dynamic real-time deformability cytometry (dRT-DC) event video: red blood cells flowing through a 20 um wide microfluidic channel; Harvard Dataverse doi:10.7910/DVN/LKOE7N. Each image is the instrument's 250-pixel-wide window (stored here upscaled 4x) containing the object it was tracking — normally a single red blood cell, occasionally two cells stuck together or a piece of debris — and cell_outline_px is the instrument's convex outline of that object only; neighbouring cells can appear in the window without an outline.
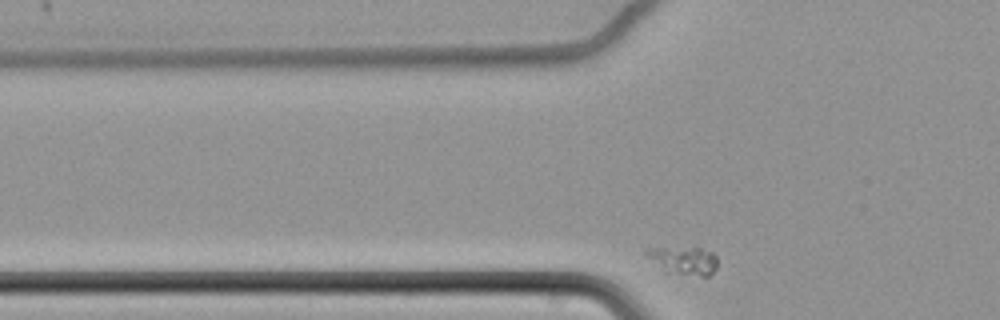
{"species": "common noctule bat (a hibernating species)", "species_latin": "Nyctalus noctula", "temperature_condition": "cold", "stored_images_in_passage": 33, "camera_frame_rate_fps": 3000, "um_per_image_px": 0.085, "animal": {"sex": "female", "body_mass_g": 22.7, "forearm_length_mm": 54.2}, "frame": {"image": 1, "passage_image": 2, "time_ms": 0.333, "image_size_px": [1000, 320], "cell_outline_px": [[716, 268], [708, 276], [700, 276], [664, 272], [644, 252], [644, 248], [648, 244], [700, 248], [712, 252], [716, 256]], "centroid_in_image_um": [57.99, 22.07], "position_along_channel_um": 67.8, "area_um2": 12.25}}
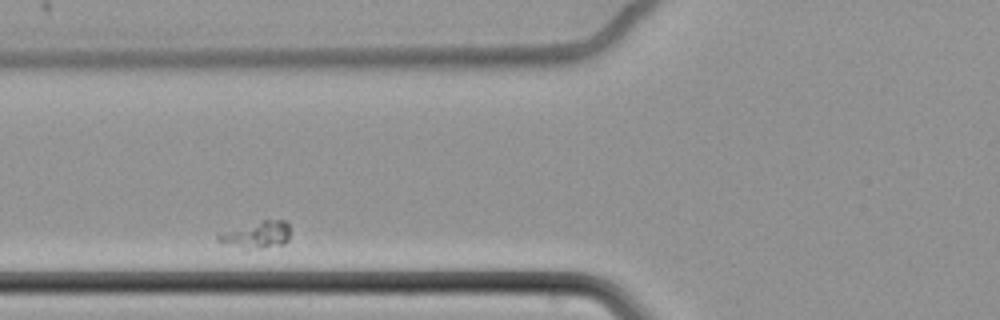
{"frame": {"image": 2, "passage_image": 6, "time_ms": 1.667, "image_size_px": [1000, 320], "cell_outline_px": [[288, 240], [284, 244], [260, 248], [220, 244], [216, 240], [216, 236], [220, 232], [264, 220], [284, 220], [288, 224]], "centroid_in_image_um": [21.79, 19.95], "position_along_channel_um": 104.0, "area_um2": 10.92}}
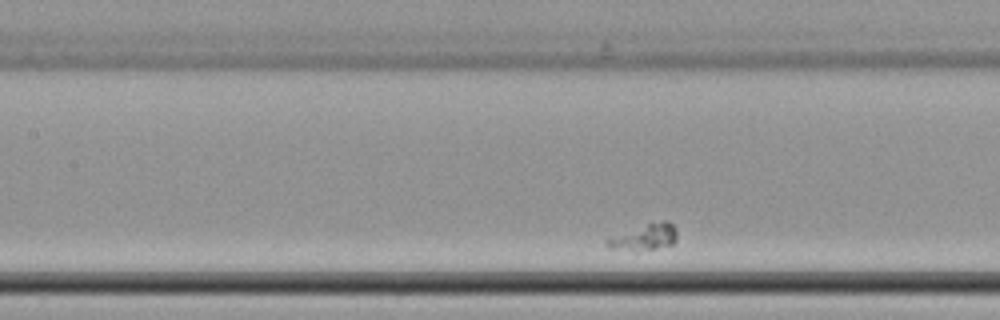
{"frame": {"image": 3, "passage_image": 11, "time_ms": 3.333, "image_size_px": [1000, 320], "cell_outline_px": [[676, 240], [672, 244], [656, 248], [636, 252], [608, 248], [604, 240], [608, 236], [648, 224], [664, 220], [668, 220], [676, 228]], "centroid_in_image_um": [54.72, 20.18], "position_along_channel_um": 152.7, "area_um2": 10.87}}